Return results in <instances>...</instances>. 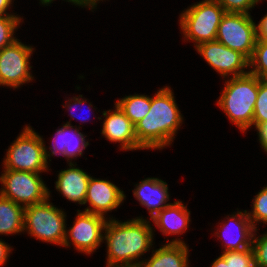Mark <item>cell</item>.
<instances>
[{"label": "cell", "instance_id": "cell-1", "mask_svg": "<svg viewBox=\"0 0 267 267\" xmlns=\"http://www.w3.org/2000/svg\"><path fill=\"white\" fill-rule=\"evenodd\" d=\"M136 218L107 221L103 238L108 248L107 267H138V258L152 247L153 227L146 219Z\"/></svg>", "mask_w": 267, "mask_h": 267}, {"label": "cell", "instance_id": "cell-2", "mask_svg": "<svg viewBox=\"0 0 267 267\" xmlns=\"http://www.w3.org/2000/svg\"><path fill=\"white\" fill-rule=\"evenodd\" d=\"M169 87L151 98L149 113L135 125V134L143 149H161L170 145L182 123V115Z\"/></svg>", "mask_w": 267, "mask_h": 267}, {"label": "cell", "instance_id": "cell-3", "mask_svg": "<svg viewBox=\"0 0 267 267\" xmlns=\"http://www.w3.org/2000/svg\"><path fill=\"white\" fill-rule=\"evenodd\" d=\"M260 80L251 73L230 78L225 82L217 102L231 122L243 132L253 125Z\"/></svg>", "mask_w": 267, "mask_h": 267}, {"label": "cell", "instance_id": "cell-4", "mask_svg": "<svg viewBox=\"0 0 267 267\" xmlns=\"http://www.w3.org/2000/svg\"><path fill=\"white\" fill-rule=\"evenodd\" d=\"M12 143L4 158V169L41 173L48 169L47 160L50 152L44 146L41 136L26 126ZM49 153V154H48Z\"/></svg>", "mask_w": 267, "mask_h": 267}, {"label": "cell", "instance_id": "cell-5", "mask_svg": "<svg viewBox=\"0 0 267 267\" xmlns=\"http://www.w3.org/2000/svg\"><path fill=\"white\" fill-rule=\"evenodd\" d=\"M226 11L215 0H204L192 5L180 15V26L186 40L201 43L215 41L218 26Z\"/></svg>", "mask_w": 267, "mask_h": 267}, {"label": "cell", "instance_id": "cell-6", "mask_svg": "<svg viewBox=\"0 0 267 267\" xmlns=\"http://www.w3.org/2000/svg\"><path fill=\"white\" fill-rule=\"evenodd\" d=\"M48 200L25 207L23 230L37 240L63 246L66 236L65 213Z\"/></svg>", "mask_w": 267, "mask_h": 267}, {"label": "cell", "instance_id": "cell-7", "mask_svg": "<svg viewBox=\"0 0 267 267\" xmlns=\"http://www.w3.org/2000/svg\"><path fill=\"white\" fill-rule=\"evenodd\" d=\"M39 174L26 171L4 170L0 177V182L3 185L0 195L18 205H22L24 208L45 202L49 199L50 192Z\"/></svg>", "mask_w": 267, "mask_h": 267}, {"label": "cell", "instance_id": "cell-8", "mask_svg": "<svg viewBox=\"0 0 267 267\" xmlns=\"http://www.w3.org/2000/svg\"><path fill=\"white\" fill-rule=\"evenodd\" d=\"M216 41L251 58L256 41V24L250 14L225 13L218 26Z\"/></svg>", "mask_w": 267, "mask_h": 267}, {"label": "cell", "instance_id": "cell-9", "mask_svg": "<svg viewBox=\"0 0 267 267\" xmlns=\"http://www.w3.org/2000/svg\"><path fill=\"white\" fill-rule=\"evenodd\" d=\"M33 49L16 40L0 51V85L17 88L33 80L29 72Z\"/></svg>", "mask_w": 267, "mask_h": 267}, {"label": "cell", "instance_id": "cell-10", "mask_svg": "<svg viewBox=\"0 0 267 267\" xmlns=\"http://www.w3.org/2000/svg\"><path fill=\"white\" fill-rule=\"evenodd\" d=\"M106 223V218L101 215L78 210L73 226L66 231L63 246H70V239L78 251L91 254L103 241Z\"/></svg>", "mask_w": 267, "mask_h": 267}, {"label": "cell", "instance_id": "cell-11", "mask_svg": "<svg viewBox=\"0 0 267 267\" xmlns=\"http://www.w3.org/2000/svg\"><path fill=\"white\" fill-rule=\"evenodd\" d=\"M197 52L220 75L232 78L249 72L244 71L249 67V59L239 51L232 50L218 41L204 42L196 46Z\"/></svg>", "mask_w": 267, "mask_h": 267}, {"label": "cell", "instance_id": "cell-12", "mask_svg": "<svg viewBox=\"0 0 267 267\" xmlns=\"http://www.w3.org/2000/svg\"><path fill=\"white\" fill-rule=\"evenodd\" d=\"M124 199V192L110 181L90 177L85 204L89 202L92 208L87 207L85 212L104 217L108 211L117 208Z\"/></svg>", "mask_w": 267, "mask_h": 267}, {"label": "cell", "instance_id": "cell-13", "mask_svg": "<svg viewBox=\"0 0 267 267\" xmlns=\"http://www.w3.org/2000/svg\"><path fill=\"white\" fill-rule=\"evenodd\" d=\"M103 111L105 120L103 122L102 135L111 142L121 143V149L137 150L143 149L135 134V125L126 117V115L115 104L113 112Z\"/></svg>", "mask_w": 267, "mask_h": 267}, {"label": "cell", "instance_id": "cell-14", "mask_svg": "<svg viewBox=\"0 0 267 267\" xmlns=\"http://www.w3.org/2000/svg\"><path fill=\"white\" fill-rule=\"evenodd\" d=\"M133 190L134 197L142 206L147 207L150 218H153L166 206L169 200L168 185L158 178H146Z\"/></svg>", "mask_w": 267, "mask_h": 267}, {"label": "cell", "instance_id": "cell-15", "mask_svg": "<svg viewBox=\"0 0 267 267\" xmlns=\"http://www.w3.org/2000/svg\"><path fill=\"white\" fill-rule=\"evenodd\" d=\"M67 170H61L56 181V189L69 201L78 202L85 205V197L90 177L82 169L75 168L70 161Z\"/></svg>", "mask_w": 267, "mask_h": 267}, {"label": "cell", "instance_id": "cell-16", "mask_svg": "<svg viewBox=\"0 0 267 267\" xmlns=\"http://www.w3.org/2000/svg\"><path fill=\"white\" fill-rule=\"evenodd\" d=\"M188 248L184 241L173 239L153 252L147 262L139 261L138 267H188Z\"/></svg>", "mask_w": 267, "mask_h": 267}, {"label": "cell", "instance_id": "cell-17", "mask_svg": "<svg viewBox=\"0 0 267 267\" xmlns=\"http://www.w3.org/2000/svg\"><path fill=\"white\" fill-rule=\"evenodd\" d=\"M190 211L181 201L166 206L153 218V222L164 235L182 234L188 228Z\"/></svg>", "mask_w": 267, "mask_h": 267}, {"label": "cell", "instance_id": "cell-18", "mask_svg": "<svg viewBox=\"0 0 267 267\" xmlns=\"http://www.w3.org/2000/svg\"><path fill=\"white\" fill-rule=\"evenodd\" d=\"M230 220L233 221V225L236 226L235 228L238 231V234H236L234 237L231 234V237H227V234H230L228 231L230 230V228H232L230 226L231 223H229V218H228V224H225L223 226L220 225V228L222 227L223 230H221L224 239H227L225 242V249L223 251H239V250H243L246 248H252V240H253V235H255V233L253 234V232L257 231V228L255 229L252 225V222L250 221L248 215H247V211L244 210V213H242L241 211L237 212V214L235 215H230ZM237 218V219H236ZM230 226V227H229ZM232 230V229H231ZM230 230V231H231ZM226 232V234L224 233ZM229 238V239H228Z\"/></svg>", "mask_w": 267, "mask_h": 267}, {"label": "cell", "instance_id": "cell-19", "mask_svg": "<svg viewBox=\"0 0 267 267\" xmlns=\"http://www.w3.org/2000/svg\"><path fill=\"white\" fill-rule=\"evenodd\" d=\"M74 130V131H73ZM69 133V134H68ZM52 142L53 155L61 154L66 157L67 160H71L74 157L82 156V151L89 145L88 141H85L84 134L79 132L77 128L73 129L70 122L63 125L62 128L56 131Z\"/></svg>", "mask_w": 267, "mask_h": 267}, {"label": "cell", "instance_id": "cell-20", "mask_svg": "<svg viewBox=\"0 0 267 267\" xmlns=\"http://www.w3.org/2000/svg\"><path fill=\"white\" fill-rule=\"evenodd\" d=\"M24 207L0 195V234L23 232Z\"/></svg>", "mask_w": 267, "mask_h": 267}, {"label": "cell", "instance_id": "cell-21", "mask_svg": "<svg viewBox=\"0 0 267 267\" xmlns=\"http://www.w3.org/2000/svg\"><path fill=\"white\" fill-rule=\"evenodd\" d=\"M126 117L136 125L150 111L151 97L145 95H130L115 103Z\"/></svg>", "mask_w": 267, "mask_h": 267}, {"label": "cell", "instance_id": "cell-22", "mask_svg": "<svg viewBox=\"0 0 267 267\" xmlns=\"http://www.w3.org/2000/svg\"><path fill=\"white\" fill-rule=\"evenodd\" d=\"M249 67H253L249 73L256 75L262 80H267V40L257 39Z\"/></svg>", "mask_w": 267, "mask_h": 267}, {"label": "cell", "instance_id": "cell-23", "mask_svg": "<svg viewBox=\"0 0 267 267\" xmlns=\"http://www.w3.org/2000/svg\"><path fill=\"white\" fill-rule=\"evenodd\" d=\"M16 15L0 16V51L12 45L16 40L13 36L14 30L21 22L22 18Z\"/></svg>", "mask_w": 267, "mask_h": 267}, {"label": "cell", "instance_id": "cell-24", "mask_svg": "<svg viewBox=\"0 0 267 267\" xmlns=\"http://www.w3.org/2000/svg\"><path fill=\"white\" fill-rule=\"evenodd\" d=\"M221 256L229 263V267H256L253 248L223 251Z\"/></svg>", "mask_w": 267, "mask_h": 267}, {"label": "cell", "instance_id": "cell-25", "mask_svg": "<svg viewBox=\"0 0 267 267\" xmlns=\"http://www.w3.org/2000/svg\"><path fill=\"white\" fill-rule=\"evenodd\" d=\"M253 200V210L250 213L248 212L247 215L256 229L255 222L267 223V186L258 192Z\"/></svg>", "mask_w": 267, "mask_h": 267}, {"label": "cell", "instance_id": "cell-26", "mask_svg": "<svg viewBox=\"0 0 267 267\" xmlns=\"http://www.w3.org/2000/svg\"><path fill=\"white\" fill-rule=\"evenodd\" d=\"M267 122V80L259 81V90L254 108L253 125Z\"/></svg>", "mask_w": 267, "mask_h": 267}, {"label": "cell", "instance_id": "cell-27", "mask_svg": "<svg viewBox=\"0 0 267 267\" xmlns=\"http://www.w3.org/2000/svg\"><path fill=\"white\" fill-rule=\"evenodd\" d=\"M218 2L226 13H244L250 14L249 10L255 6L258 0H215Z\"/></svg>", "mask_w": 267, "mask_h": 267}, {"label": "cell", "instance_id": "cell-28", "mask_svg": "<svg viewBox=\"0 0 267 267\" xmlns=\"http://www.w3.org/2000/svg\"><path fill=\"white\" fill-rule=\"evenodd\" d=\"M252 248L256 267H267V233L255 238L253 235Z\"/></svg>", "mask_w": 267, "mask_h": 267}, {"label": "cell", "instance_id": "cell-29", "mask_svg": "<svg viewBox=\"0 0 267 267\" xmlns=\"http://www.w3.org/2000/svg\"><path fill=\"white\" fill-rule=\"evenodd\" d=\"M256 129L259 135L260 144L267 152V122L258 124Z\"/></svg>", "mask_w": 267, "mask_h": 267}, {"label": "cell", "instance_id": "cell-30", "mask_svg": "<svg viewBox=\"0 0 267 267\" xmlns=\"http://www.w3.org/2000/svg\"><path fill=\"white\" fill-rule=\"evenodd\" d=\"M257 39L267 40V14L256 25Z\"/></svg>", "mask_w": 267, "mask_h": 267}, {"label": "cell", "instance_id": "cell-31", "mask_svg": "<svg viewBox=\"0 0 267 267\" xmlns=\"http://www.w3.org/2000/svg\"><path fill=\"white\" fill-rule=\"evenodd\" d=\"M10 251L11 247L0 240V266L5 264L9 257Z\"/></svg>", "mask_w": 267, "mask_h": 267}, {"label": "cell", "instance_id": "cell-32", "mask_svg": "<svg viewBox=\"0 0 267 267\" xmlns=\"http://www.w3.org/2000/svg\"><path fill=\"white\" fill-rule=\"evenodd\" d=\"M12 4V0H0V16L13 15L6 13V10Z\"/></svg>", "mask_w": 267, "mask_h": 267}, {"label": "cell", "instance_id": "cell-33", "mask_svg": "<svg viewBox=\"0 0 267 267\" xmlns=\"http://www.w3.org/2000/svg\"><path fill=\"white\" fill-rule=\"evenodd\" d=\"M75 101V102H74ZM70 102H72V99H70L69 100V105H66V106H68V108H69V110H71V109H73V108H75L76 109V107H77V104L78 105H82L83 103H85V101H84V99H80L79 97L77 98V97H73V102L74 103H72L73 104V106H72V104H70ZM73 113L74 112H72V110H71V118H73L75 115H73ZM87 119H83V121H86Z\"/></svg>", "mask_w": 267, "mask_h": 267}, {"label": "cell", "instance_id": "cell-34", "mask_svg": "<svg viewBox=\"0 0 267 267\" xmlns=\"http://www.w3.org/2000/svg\"><path fill=\"white\" fill-rule=\"evenodd\" d=\"M211 267H229V263L222 256H219L211 265Z\"/></svg>", "mask_w": 267, "mask_h": 267}, {"label": "cell", "instance_id": "cell-35", "mask_svg": "<svg viewBox=\"0 0 267 267\" xmlns=\"http://www.w3.org/2000/svg\"><path fill=\"white\" fill-rule=\"evenodd\" d=\"M53 0H40V2L42 3V4H50L51 2H52ZM66 1H68V2H72V3H74L75 5H78V6H87L82 0H66Z\"/></svg>", "mask_w": 267, "mask_h": 267}, {"label": "cell", "instance_id": "cell-36", "mask_svg": "<svg viewBox=\"0 0 267 267\" xmlns=\"http://www.w3.org/2000/svg\"><path fill=\"white\" fill-rule=\"evenodd\" d=\"M87 7H89L90 9H94L97 5V2L100 0H82Z\"/></svg>", "mask_w": 267, "mask_h": 267}]
</instances>
